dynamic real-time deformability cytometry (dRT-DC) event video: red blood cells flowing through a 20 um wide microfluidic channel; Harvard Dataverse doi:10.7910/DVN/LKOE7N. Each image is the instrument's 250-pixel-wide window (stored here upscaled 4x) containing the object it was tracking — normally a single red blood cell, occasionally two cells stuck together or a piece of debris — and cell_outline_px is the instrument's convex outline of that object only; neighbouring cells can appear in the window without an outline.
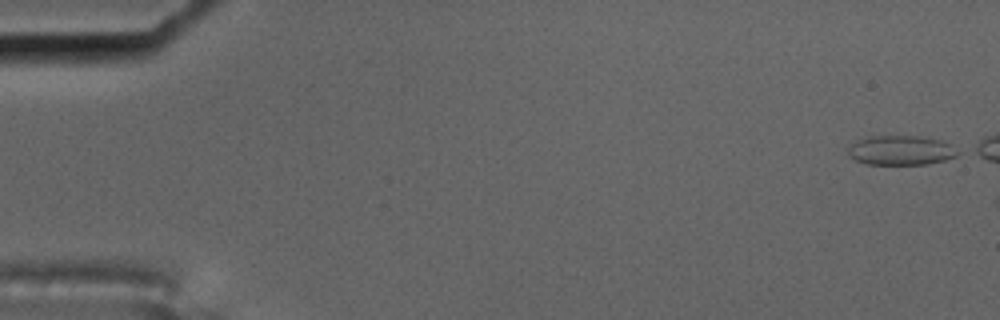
{"species": "common noctule bat (a hibernating species)", "species_latin": "Nyctalus noctula", "temperature_condition": "cold", "stored_images_in_passage": 50, "camera_frame_rate_fps": 3000, "um_per_image_px": 0.085, "animal": {"sex": "male", "body_mass_g": 17.5, "forearm_length_mm": 52.3}, "frame": {"image": 1, "passage_image": 1, "time_ms": 0.0, "image_size_px": [1000, 320], "cell_outline_px": [[960, 152], [956, 156], [944, 160], [924, 164], [864, 164], [848, 156], [848, 144], [856, 140], [868, 136], [920, 136], [940, 140], [948, 144]], "centroid_in_image_um": [76.5, 12.77], "position_along_channel_um": 8.5, "area_um2": 18.9}}
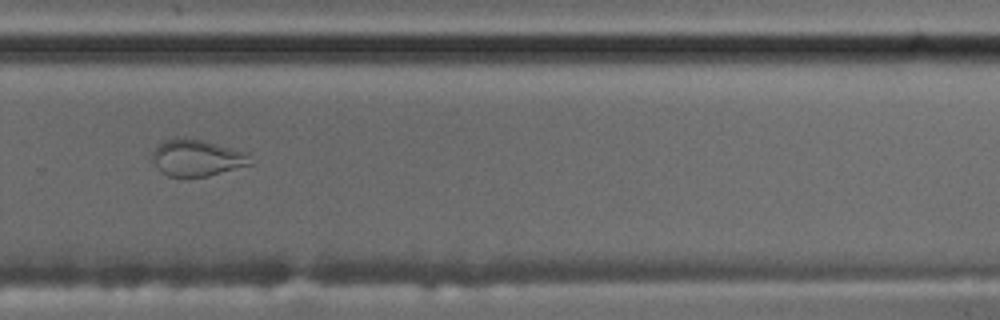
{"frame": {"image": 2, "passage_image": 39, "time_ms": 12.667, "image_size_px": [1000, 320], "cell_outline_px": [[252, 164], [208, 176], [188, 180], [168, 176], [160, 172], [152, 160], [152, 152], [160, 144], [176, 136], [204, 140], [248, 152]], "centroid_in_image_um": [16.72, 13.45], "position_along_channel_um": 313.1, "area_um2": 21.5}}
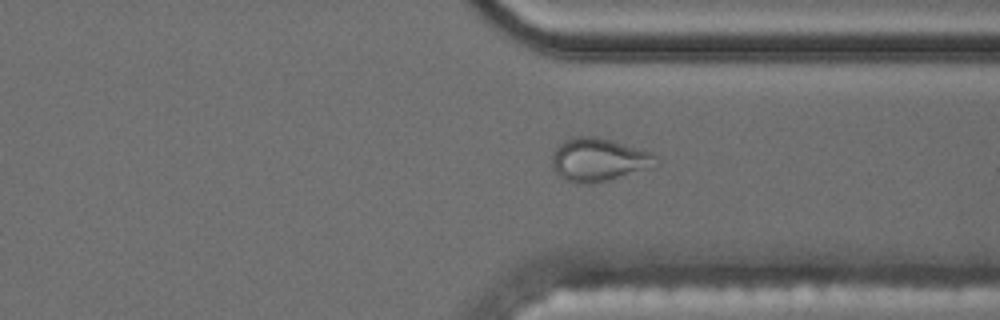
{"frame": {"image": 3, "passage_image": 43, "time_ms": 14.0, "image_size_px": [1000, 320], "cell_outline_px": [[660, 164], [608, 180], [592, 184], [580, 184], [564, 180], [552, 168], [552, 152], [564, 140], [572, 136], [596, 136], [652, 152], [656, 156]], "centroid_in_image_um": [50.85, 13.57], "position_along_channel_um": 360.5, "area_um2": 26.18}, "authors_computed_cell_mechanics": {"area_um2": 18.1492, "velocity_mm_per_s": 3.5335, "shape_relaxation_time_tau1_ms": null, "shape_relaxation_time_tau2_ms": 1.2199, "deformation_change_tau1": null, "deformation_change_tau2": 0.0713}}